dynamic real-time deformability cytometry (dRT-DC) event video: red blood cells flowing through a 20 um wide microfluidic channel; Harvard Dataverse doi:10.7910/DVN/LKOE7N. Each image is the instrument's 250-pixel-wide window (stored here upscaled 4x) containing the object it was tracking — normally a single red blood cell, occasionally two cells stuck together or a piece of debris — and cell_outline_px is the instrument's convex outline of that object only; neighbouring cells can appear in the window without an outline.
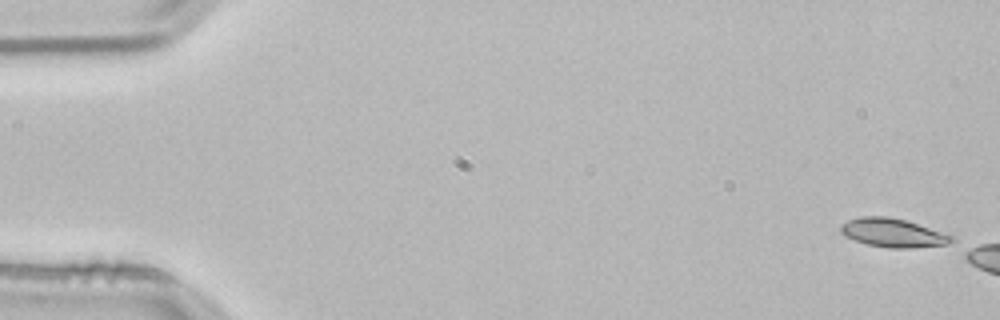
{"species": "common noctule bat (a hibernating species)", "species_latin": "Nyctalus noctula", "temperature_condition": "room temperature", "stored_images_in_passage": 7, "camera_frame_rate_fps": 3000, "um_per_image_px": 0.085, "animal": {"sex": "male", "body_mass_g": 21.5, "forearm_length_mm": 52.0}, "frame": {"image": 1, "passage_image": 1, "time_ms": 0.0, "image_size_px": [1000, 320], "cell_outline_px": [[956, 244], [912, 248], [888, 248], [868, 244], [844, 236], [840, 232], [840, 224], [848, 220], [860, 216], [888, 216], [908, 220], [952, 236], [956, 240]], "centroid_in_image_um": [75.94, 19.79], "position_along_channel_um": 9.1, "area_um2": 18.84}}